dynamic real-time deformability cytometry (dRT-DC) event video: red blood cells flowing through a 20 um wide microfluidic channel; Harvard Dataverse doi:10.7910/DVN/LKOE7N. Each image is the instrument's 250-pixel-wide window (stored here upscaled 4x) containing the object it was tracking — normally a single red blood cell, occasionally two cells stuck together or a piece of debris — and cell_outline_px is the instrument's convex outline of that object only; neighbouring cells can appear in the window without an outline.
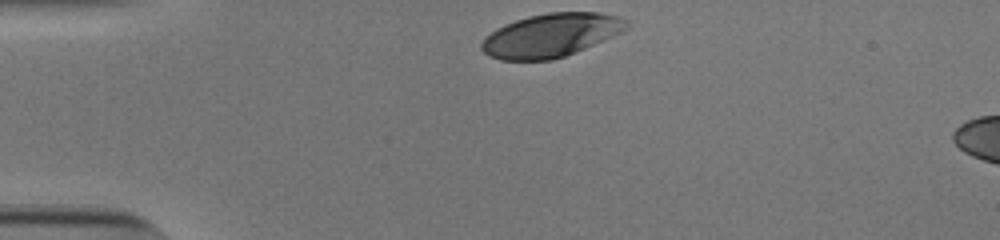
{"species": "human", "species_latin": "Homo sapiens", "temperature_condition": "cold", "stored_images_in_passage": 6, "camera_frame_rate_fps": 3000, "um_per_image_px": 0.085, "donor": {"sex": "male"}, "frame": {"image": 1, "passage_image": 1, "time_ms": 0.0, "image_size_px": [1000, 240], "cell_outline_px": [[628, 28], [612, 36], [584, 48], [564, 56], [552, 60], [500, 60], [488, 56], [480, 48], [480, 44], [484, 36], [496, 28], [504, 24], [528, 16], [548, 12], [600, 12], [620, 16], [628, 20]], "centroid_in_image_um": [46.79, 2.99], "position_along_channel_um": 38.2, "area_um2": 36.82}}